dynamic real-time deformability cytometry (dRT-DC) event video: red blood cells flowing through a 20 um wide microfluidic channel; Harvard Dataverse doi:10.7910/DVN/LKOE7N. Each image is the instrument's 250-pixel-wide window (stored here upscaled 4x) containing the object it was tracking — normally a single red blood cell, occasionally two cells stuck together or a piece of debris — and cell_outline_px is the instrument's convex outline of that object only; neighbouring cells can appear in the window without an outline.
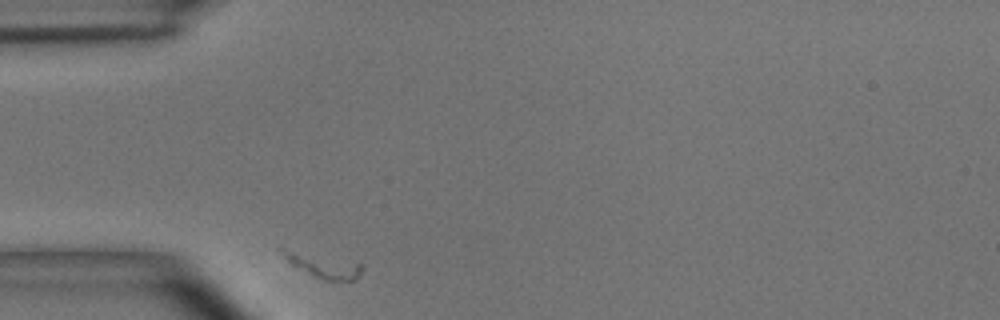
{"species": "common noctule bat (a hibernating species)", "species_latin": "Nyctalus noctula", "temperature_condition": "room temperature", "stored_images_in_passage": 27, "camera_frame_rate_fps": 3000, "um_per_image_px": 0.085, "animal": {"sex": "male", "body_mass_g": 15.6}, "frame": {"image": 1, "passage_image": 1, "time_ms": 0.0, "image_size_px": [1000, 320], "cell_outline_px": [[360, 272], [356, 280], [324, 280], [312, 276], [292, 264], [276, 248], [280, 244], [360, 264]], "centroid_in_image_um": [27.27, 22.48], "position_along_channel_um": 57.7, "area_um2": 11.5}}
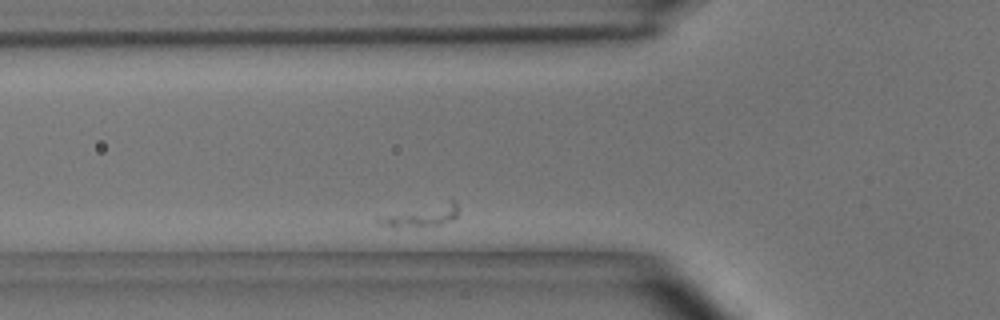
{"frame": {"image": 2, "passage_image": 5, "time_ms": 1.333, "image_size_px": [1000, 320], "cell_outline_px": [[456, 216], [452, 220], [440, 224], [396, 228], [376, 224], [376, 216], [452, 200], [456, 200]], "centroid_in_image_um": [35.71, 18.34], "position_along_channel_um": 90.1, "area_um2": 10.06}}